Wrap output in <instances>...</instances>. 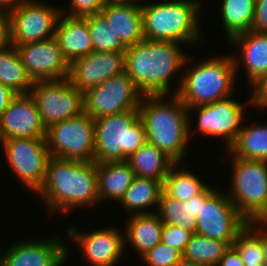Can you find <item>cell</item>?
I'll return each instance as SVG.
<instances>
[{
	"instance_id": "f1b7e54d",
	"label": "cell",
	"mask_w": 267,
	"mask_h": 266,
	"mask_svg": "<svg viewBox=\"0 0 267 266\" xmlns=\"http://www.w3.org/2000/svg\"><path fill=\"white\" fill-rule=\"evenodd\" d=\"M184 166L181 163H176L169 170L162 182V191L168 196L186 202L202 193L209 184L202 182L203 179H199L200 177Z\"/></svg>"
},
{
	"instance_id": "7402d4cb",
	"label": "cell",
	"mask_w": 267,
	"mask_h": 266,
	"mask_svg": "<svg viewBox=\"0 0 267 266\" xmlns=\"http://www.w3.org/2000/svg\"><path fill=\"white\" fill-rule=\"evenodd\" d=\"M228 42L230 46L233 45L240 50L239 56L232 55L235 70L238 72L239 64H241L239 60H242L251 86L267 72V33H257L250 30L234 36Z\"/></svg>"
},
{
	"instance_id": "6da1fadb",
	"label": "cell",
	"mask_w": 267,
	"mask_h": 266,
	"mask_svg": "<svg viewBox=\"0 0 267 266\" xmlns=\"http://www.w3.org/2000/svg\"><path fill=\"white\" fill-rule=\"evenodd\" d=\"M179 45L176 41L144 39L127 47L125 72L143 95H169L172 77L193 62Z\"/></svg>"
},
{
	"instance_id": "836d02e7",
	"label": "cell",
	"mask_w": 267,
	"mask_h": 266,
	"mask_svg": "<svg viewBox=\"0 0 267 266\" xmlns=\"http://www.w3.org/2000/svg\"><path fill=\"white\" fill-rule=\"evenodd\" d=\"M232 245L244 265H265L261 236L249 224L238 233Z\"/></svg>"
},
{
	"instance_id": "bcb514c9",
	"label": "cell",
	"mask_w": 267,
	"mask_h": 266,
	"mask_svg": "<svg viewBox=\"0 0 267 266\" xmlns=\"http://www.w3.org/2000/svg\"><path fill=\"white\" fill-rule=\"evenodd\" d=\"M136 0H103L104 4L129 3Z\"/></svg>"
},
{
	"instance_id": "e0dca14e",
	"label": "cell",
	"mask_w": 267,
	"mask_h": 266,
	"mask_svg": "<svg viewBox=\"0 0 267 266\" xmlns=\"http://www.w3.org/2000/svg\"><path fill=\"white\" fill-rule=\"evenodd\" d=\"M115 227L81 233L69 227L67 237L77 242L82 255L92 266H115L125 251L124 233Z\"/></svg>"
},
{
	"instance_id": "e575fe53",
	"label": "cell",
	"mask_w": 267,
	"mask_h": 266,
	"mask_svg": "<svg viewBox=\"0 0 267 266\" xmlns=\"http://www.w3.org/2000/svg\"><path fill=\"white\" fill-rule=\"evenodd\" d=\"M141 257L148 266H176L183 259V253L159 242Z\"/></svg>"
},
{
	"instance_id": "d590c367",
	"label": "cell",
	"mask_w": 267,
	"mask_h": 266,
	"mask_svg": "<svg viewBox=\"0 0 267 266\" xmlns=\"http://www.w3.org/2000/svg\"><path fill=\"white\" fill-rule=\"evenodd\" d=\"M192 234L187 229L164 224L161 232V242L183 253Z\"/></svg>"
},
{
	"instance_id": "9c48e42d",
	"label": "cell",
	"mask_w": 267,
	"mask_h": 266,
	"mask_svg": "<svg viewBox=\"0 0 267 266\" xmlns=\"http://www.w3.org/2000/svg\"><path fill=\"white\" fill-rule=\"evenodd\" d=\"M57 7L38 0H23L9 10L10 44L23 45L53 38L62 9Z\"/></svg>"
},
{
	"instance_id": "8fae6325",
	"label": "cell",
	"mask_w": 267,
	"mask_h": 266,
	"mask_svg": "<svg viewBox=\"0 0 267 266\" xmlns=\"http://www.w3.org/2000/svg\"><path fill=\"white\" fill-rule=\"evenodd\" d=\"M29 94L46 129L84 112L83 92L69 79L37 81Z\"/></svg>"
},
{
	"instance_id": "44dd1931",
	"label": "cell",
	"mask_w": 267,
	"mask_h": 266,
	"mask_svg": "<svg viewBox=\"0 0 267 266\" xmlns=\"http://www.w3.org/2000/svg\"><path fill=\"white\" fill-rule=\"evenodd\" d=\"M54 37L69 64L93 52L86 17H71L61 9Z\"/></svg>"
},
{
	"instance_id": "277c9868",
	"label": "cell",
	"mask_w": 267,
	"mask_h": 266,
	"mask_svg": "<svg viewBox=\"0 0 267 266\" xmlns=\"http://www.w3.org/2000/svg\"><path fill=\"white\" fill-rule=\"evenodd\" d=\"M200 5L201 0L142 3L144 39L176 41L181 44L200 43Z\"/></svg>"
},
{
	"instance_id": "30bf717a",
	"label": "cell",
	"mask_w": 267,
	"mask_h": 266,
	"mask_svg": "<svg viewBox=\"0 0 267 266\" xmlns=\"http://www.w3.org/2000/svg\"><path fill=\"white\" fill-rule=\"evenodd\" d=\"M143 94L124 71L83 92L84 112L92 119L138 110Z\"/></svg>"
},
{
	"instance_id": "74e56055",
	"label": "cell",
	"mask_w": 267,
	"mask_h": 266,
	"mask_svg": "<svg viewBox=\"0 0 267 266\" xmlns=\"http://www.w3.org/2000/svg\"><path fill=\"white\" fill-rule=\"evenodd\" d=\"M253 89L252 96L248 103L251 107L259 109L267 108V72L264 73L258 80H256L250 87Z\"/></svg>"
},
{
	"instance_id": "7a4b0ae2",
	"label": "cell",
	"mask_w": 267,
	"mask_h": 266,
	"mask_svg": "<svg viewBox=\"0 0 267 266\" xmlns=\"http://www.w3.org/2000/svg\"><path fill=\"white\" fill-rule=\"evenodd\" d=\"M37 194L52 214L100 204L96 163L50 157Z\"/></svg>"
},
{
	"instance_id": "ab89813d",
	"label": "cell",
	"mask_w": 267,
	"mask_h": 266,
	"mask_svg": "<svg viewBox=\"0 0 267 266\" xmlns=\"http://www.w3.org/2000/svg\"><path fill=\"white\" fill-rule=\"evenodd\" d=\"M217 266H245L237 249L231 245L225 251Z\"/></svg>"
},
{
	"instance_id": "f546056e",
	"label": "cell",
	"mask_w": 267,
	"mask_h": 266,
	"mask_svg": "<svg viewBox=\"0 0 267 266\" xmlns=\"http://www.w3.org/2000/svg\"><path fill=\"white\" fill-rule=\"evenodd\" d=\"M221 2V21L227 40L251 30L255 0H222Z\"/></svg>"
},
{
	"instance_id": "8d00e7d4",
	"label": "cell",
	"mask_w": 267,
	"mask_h": 266,
	"mask_svg": "<svg viewBox=\"0 0 267 266\" xmlns=\"http://www.w3.org/2000/svg\"><path fill=\"white\" fill-rule=\"evenodd\" d=\"M68 16L86 17L99 14L105 5L103 0H70Z\"/></svg>"
},
{
	"instance_id": "5b68a950",
	"label": "cell",
	"mask_w": 267,
	"mask_h": 266,
	"mask_svg": "<svg viewBox=\"0 0 267 266\" xmlns=\"http://www.w3.org/2000/svg\"><path fill=\"white\" fill-rule=\"evenodd\" d=\"M190 67L181 75L173 94L187 108L211 104L234 94L237 72L232 55L211 57Z\"/></svg>"
},
{
	"instance_id": "60d3db41",
	"label": "cell",
	"mask_w": 267,
	"mask_h": 266,
	"mask_svg": "<svg viewBox=\"0 0 267 266\" xmlns=\"http://www.w3.org/2000/svg\"><path fill=\"white\" fill-rule=\"evenodd\" d=\"M248 224L261 236L265 265L267 266V221L262 218L249 221Z\"/></svg>"
},
{
	"instance_id": "2e32d148",
	"label": "cell",
	"mask_w": 267,
	"mask_h": 266,
	"mask_svg": "<svg viewBox=\"0 0 267 266\" xmlns=\"http://www.w3.org/2000/svg\"><path fill=\"white\" fill-rule=\"evenodd\" d=\"M13 244L2 253L0 250V266H63L69 257L68 246L59 236Z\"/></svg>"
},
{
	"instance_id": "d4e9b609",
	"label": "cell",
	"mask_w": 267,
	"mask_h": 266,
	"mask_svg": "<svg viewBox=\"0 0 267 266\" xmlns=\"http://www.w3.org/2000/svg\"><path fill=\"white\" fill-rule=\"evenodd\" d=\"M127 223L124 245L129 242L131 247L135 248L134 250L140 254L139 256H143L148 250L161 242L164 223L156 212L131 215Z\"/></svg>"
},
{
	"instance_id": "d6986e66",
	"label": "cell",
	"mask_w": 267,
	"mask_h": 266,
	"mask_svg": "<svg viewBox=\"0 0 267 266\" xmlns=\"http://www.w3.org/2000/svg\"><path fill=\"white\" fill-rule=\"evenodd\" d=\"M20 137H46V127L30 94H17L0 116V141Z\"/></svg>"
},
{
	"instance_id": "d6a6232c",
	"label": "cell",
	"mask_w": 267,
	"mask_h": 266,
	"mask_svg": "<svg viewBox=\"0 0 267 266\" xmlns=\"http://www.w3.org/2000/svg\"><path fill=\"white\" fill-rule=\"evenodd\" d=\"M90 31L93 51L125 52L127 47L114 33L106 19L99 13L86 16Z\"/></svg>"
},
{
	"instance_id": "9a60e30c",
	"label": "cell",
	"mask_w": 267,
	"mask_h": 266,
	"mask_svg": "<svg viewBox=\"0 0 267 266\" xmlns=\"http://www.w3.org/2000/svg\"><path fill=\"white\" fill-rule=\"evenodd\" d=\"M14 46L34 82L69 79L70 64L64 58L55 37Z\"/></svg>"
},
{
	"instance_id": "8992f818",
	"label": "cell",
	"mask_w": 267,
	"mask_h": 266,
	"mask_svg": "<svg viewBox=\"0 0 267 266\" xmlns=\"http://www.w3.org/2000/svg\"><path fill=\"white\" fill-rule=\"evenodd\" d=\"M147 142L139 110L94 120V162L126 161Z\"/></svg>"
},
{
	"instance_id": "ee69618b",
	"label": "cell",
	"mask_w": 267,
	"mask_h": 266,
	"mask_svg": "<svg viewBox=\"0 0 267 266\" xmlns=\"http://www.w3.org/2000/svg\"><path fill=\"white\" fill-rule=\"evenodd\" d=\"M23 0H0V10L9 11L15 8Z\"/></svg>"
},
{
	"instance_id": "cb8c5ba5",
	"label": "cell",
	"mask_w": 267,
	"mask_h": 266,
	"mask_svg": "<svg viewBox=\"0 0 267 266\" xmlns=\"http://www.w3.org/2000/svg\"><path fill=\"white\" fill-rule=\"evenodd\" d=\"M99 202L120 201L135 178L126 161L96 163Z\"/></svg>"
},
{
	"instance_id": "4fadbf2b",
	"label": "cell",
	"mask_w": 267,
	"mask_h": 266,
	"mask_svg": "<svg viewBox=\"0 0 267 266\" xmlns=\"http://www.w3.org/2000/svg\"><path fill=\"white\" fill-rule=\"evenodd\" d=\"M247 224L248 221L239 213L229 196L216 190L205 203H201L196 233L227 242L231 246Z\"/></svg>"
},
{
	"instance_id": "4316f807",
	"label": "cell",
	"mask_w": 267,
	"mask_h": 266,
	"mask_svg": "<svg viewBox=\"0 0 267 266\" xmlns=\"http://www.w3.org/2000/svg\"><path fill=\"white\" fill-rule=\"evenodd\" d=\"M126 162L134 171L135 177L153 178L161 182L176 164L164 152L148 142L130 155Z\"/></svg>"
},
{
	"instance_id": "b9f144b4",
	"label": "cell",
	"mask_w": 267,
	"mask_h": 266,
	"mask_svg": "<svg viewBox=\"0 0 267 266\" xmlns=\"http://www.w3.org/2000/svg\"><path fill=\"white\" fill-rule=\"evenodd\" d=\"M10 44L8 11L0 10V49Z\"/></svg>"
},
{
	"instance_id": "1f68e13d",
	"label": "cell",
	"mask_w": 267,
	"mask_h": 266,
	"mask_svg": "<svg viewBox=\"0 0 267 266\" xmlns=\"http://www.w3.org/2000/svg\"><path fill=\"white\" fill-rule=\"evenodd\" d=\"M229 246L227 242L193 233L183 252V259L217 266Z\"/></svg>"
},
{
	"instance_id": "ffe728a7",
	"label": "cell",
	"mask_w": 267,
	"mask_h": 266,
	"mask_svg": "<svg viewBox=\"0 0 267 266\" xmlns=\"http://www.w3.org/2000/svg\"><path fill=\"white\" fill-rule=\"evenodd\" d=\"M105 4L100 14L106 19L114 33L126 46H133L144 40L141 3Z\"/></svg>"
},
{
	"instance_id": "83f0119b",
	"label": "cell",
	"mask_w": 267,
	"mask_h": 266,
	"mask_svg": "<svg viewBox=\"0 0 267 266\" xmlns=\"http://www.w3.org/2000/svg\"><path fill=\"white\" fill-rule=\"evenodd\" d=\"M0 83L16 94H29L35 83L12 44L0 49Z\"/></svg>"
},
{
	"instance_id": "7dc6e473",
	"label": "cell",
	"mask_w": 267,
	"mask_h": 266,
	"mask_svg": "<svg viewBox=\"0 0 267 266\" xmlns=\"http://www.w3.org/2000/svg\"><path fill=\"white\" fill-rule=\"evenodd\" d=\"M245 266H266V265H245Z\"/></svg>"
},
{
	"instance_id": "f35d334b",
	"label": "cell",
	"mask_w": 267,
	"mask_h": 266,
	"mask_svg": "<svg viewBox=\"0 0 267 266\" xmlns=\"http://www.w3.org/2000/svg\"><path fill=\"white\" fill-rule=\"evenodd\" d=\"M251 30L257 33H267V0H255Z\"/></svg>"
},
{
	"instance_id": "3957f363",
	"label": "cell",
	"mask_w": 267,
	"mask_h": 266,
	"mask_svg": "<svg viewBox=\"0 0 267 266\" xmlns=\"http://www.w3.org/2000/svg\"><path fill=\"white\" fill-rule=\"evenodd\" d=\"M143 95L139 115L146 140L164 152L175 163H182L189 142V114L177 95Z\"/></svg>"
},
{
	"instance_id": "f6af8a7d",
	"label": "cell",
	"mask_w": 267,
	"mask_h": 266,
	"mask_svg": "<svg viewBox=\"0 0 267 266\" xmlns=\"http://www.w3.org/2000/svg\"><path fill=\"white\" fill-rule=\"evenodd\" d=\"M176 266H209V265L202 264V263H195L192 261L182 259Z\"/></svg>"
},
{
	"instance_id": "603a6c76",
	"label": "cell",
	"mask_w": 267,
	"mask_h": 266,
	"mask_svg": "<svg viewBox=\"0 0 267 266\" xmlns=\"http://www.w3.org/2000/svg\"><path fill=\"white\" fill-rule=\"evenodd\" d=\"M216 190V188L208 186L202 193L186 202L168 196L162 191L156 213L164 224L177 226L196 233L197 215L201 209V203H205Z\"/></svg>"
},
{
	"instance_id": "484cf974",
	"label": "cell",
	"mask_w": 267,
	"mask_h": 266,
	"mask_svg": "<svg viewBox=\"0 0 267 266\" xmlns=\"http://www.w3.org/2000/svg\"><path fill=\"white\" fill-rule=\"evenodd\" d=\"M162 182L153 178L135 177L130 187L118 202L130 215L150 214L156 210H150L151 206L158 209Z\"/></svg>"
},
{
	"instance_id": "5bb4252c",
	"label": "cell",
	"mask_w": 267,
	"mask_h": 266,
	"mask_svg": "<svg viewBox=\"0 0 267 266\" xmlns=\"http://www.w3.org/2000/svg\"><path fill=\"white\" fill-rule=\"evenodd\" d=\"M233 95L215 101L211 104L194 106L187 108L189 114V137L191 138V127L190 120L191 112L196 110L198 113L197 130L202 136H214L216 138H222L223 142L228 149L236 140L239 131L242 129V120L245 104L239 103L232 99ZM191 111V112H190Z\"/></svg>"
},
{
	"instance_id": "ba28073f",
	"label": "cell",
	"mask_w": 267,
	"mask_h": 266,
	"mask_svg": "<svg viewBox=\"0 0 267 266\" xmlns=\"http://www.w3.org/2000/svg\"><path fill=\"white\" fill-rule=\"evenodd\" d=\"M45 139L51 157L94 161V119L85 112L49 126Z\"/></svg>"
},
{
	"instance_id": "7c38bea8",
	"label": "cell",
	"mask_w": 267,
	"mask_h": 266,
	"mask_svg": "<svg viewBox=\"0 0 267 266\" xmlns=\"http://www.w3.org/2000/svg\"><path fill=\"white\" fill-rule=\"evenodd\" d=\"M0 143L14 174L28 189L38 192L45 181L47 164L51 157L46 139L20 137Z\"/></svg>"
},
{
	"instance_id": "ac0fdd59",
	"label": "cell",
	"mask_w": 267,
	"mask_h": 266,
	"mask_svg": "<svg viewBox=\"0 0 267 266\" xmlns=\"http://www.w3.org/2000/svg\"><path fill=\"white\" fill-rule=\"evenodd\" d=\"M125 71V52H97L70 64L69 80L81 92Z\"/></svg>"
},
{
	"instance_id": "52a82bcc",
	"label": "cell",
	"mask_w": 267,
	"mask_h": 266,
	"mask_svg": "<svg viewBox=\"0 0 267 266\" xmlns=\"http://www.w3.org/2000/svg\"><path fill=\"white\" fill-rule=\"evenodd\" d=\"M231 155L232 185L227 193L239 213L249 222L267 215V161Z\"/></svg>"
},
{
	"instance_id": "4dcf8cb0",
	"label": "cell",
	"mask_w": 267,
	"mask_h": 266,
	"mask_svg": "<svg viewBox=\"0 0 267 266\" xmlns=\"http://www.w3.org/2000/svg\"><path fill=\"white\" fill-rule=\"evenodd\" d=\"M228 151L237 158L267 161V124L242 126Z\"/></svg>"
},
{
	"instance_id": "7bdbcfd3",
	"label": "cell",
	"mask_w": 267,
	"mask_h": 266,
	"mask_svg": "<svg viewBox=\"0 0 267 266\" xmlns=\"http://www.w3.org/2000/svg\"><path fill=\"white\" fill-rule=\"evenodd\" d=\"M16 95L10 88L0 83V116Z\"/></svg>"
}]
</instances>
